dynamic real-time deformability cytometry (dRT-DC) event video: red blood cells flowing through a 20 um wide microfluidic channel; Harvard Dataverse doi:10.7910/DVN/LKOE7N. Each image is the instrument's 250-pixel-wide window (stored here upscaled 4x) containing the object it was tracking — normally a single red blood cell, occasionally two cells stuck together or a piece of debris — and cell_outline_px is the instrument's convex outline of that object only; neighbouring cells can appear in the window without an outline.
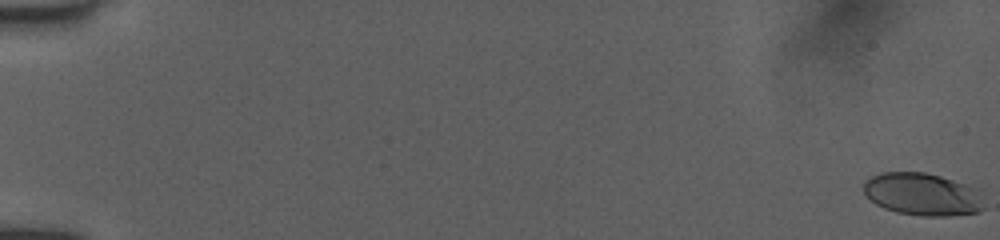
{"species": "human", "species_latin": "Homo sapiens", "temperature_condition": "room temperature", "stored_images_in_passage": 54, "camera_frame_rate_fps": 3000, "um_per_image_px": 0.085, "donor": {"sex": "female"}, "frame": {"image": 1, "passage_image": 1, "time_ms": 0.0, "image_size_px": [1000, 240], "cell_outline_px": [[984, 208], [976, 212], [948, 216], [924, 216], [896, 212], [884, 208], [876, 204], [864, 192], [864, 180], [872, 176], [884, 172], [924, 172], [940, 176], [976, 188]], "centroid_in_image_um": [78.37, 16.51], "position_along_channel_um": 6.6, "area_um2": 29.48}}
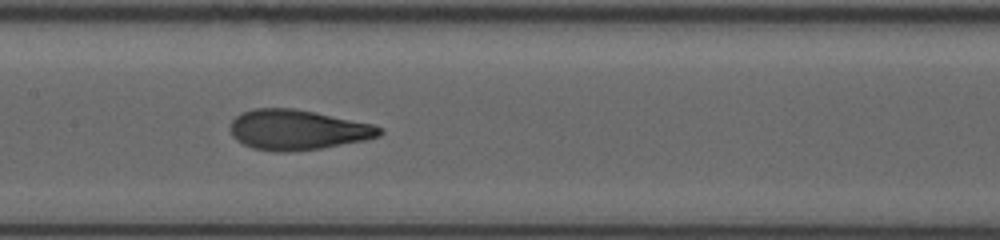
{"frame": {"image": 2, "passage_image": 29, "time_ms": 9.333, "image_size_px": [1000, 240], "cell_outline_px": [[384, 132], [380, 136], [364, 140], [320, 148], [284, 152], [276, 152], [252, 148], [236, 140], [232, 136], [232, 120], [240, 112], [256, 108], [292, 108], [372, 124], [384, 128]], "centroid_in_image_um": [25.28, 11.04], "position_along_channel_um": 182.1, "area_um2": 34.56}}
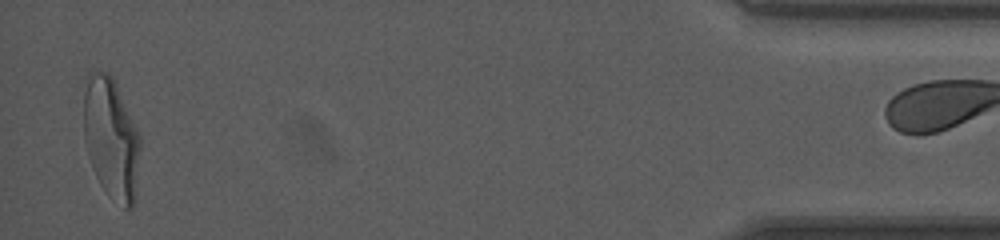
{"frame": {"image": 3, "passage_image": 53, "time_ms": 17.333, "image_size_px": [1000, 240], "cell_outline_px": [[140, 148], [132, 208], [124, 208], [108, 196], [100, 184], [96, 176], [88, 156], [84, 136], [84, 92], [88, 72], [92, 68], [108, 72], [112, 76], [140, 136]], "centroid_in_image_um": [9.41, 11.71], "position_along_channel_um": 425.8, "area_um2": 39.59}}